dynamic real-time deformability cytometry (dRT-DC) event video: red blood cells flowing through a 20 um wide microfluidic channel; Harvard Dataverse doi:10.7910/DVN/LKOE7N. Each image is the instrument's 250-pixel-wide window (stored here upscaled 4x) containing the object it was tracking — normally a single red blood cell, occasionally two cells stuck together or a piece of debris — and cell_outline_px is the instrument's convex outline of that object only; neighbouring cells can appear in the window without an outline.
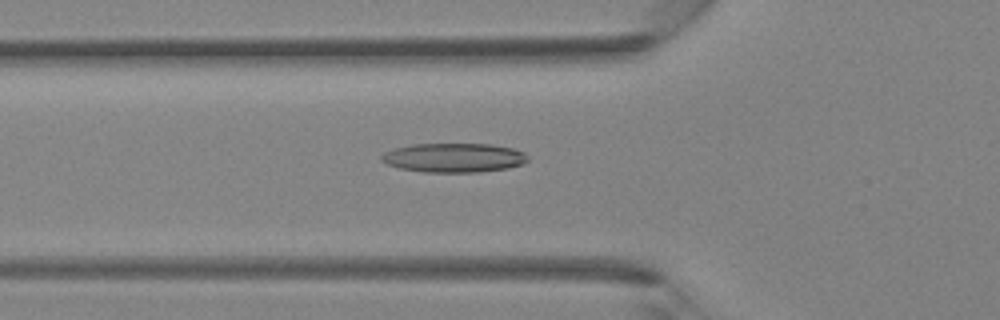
{"species": "Egyptian fruit bat (a non-hibernating species)", "species_latin": "Rousettus aegyptiacus", "temperature_condition": "room temperature", "stored_images_in_passage": 40, "camera_frame_rate_fps": 3000, "um_per_image_px": 0.085, "animal": {"sex": "female"}, "frame": {"image": 1, "passage_image": 14, "time_ms": 4.333, "image_size_px": [1000, 320], "cell_outline_px": [[528, 160], [524, 164], [508, 168], [480, 172], [424, 172], [400, 168], [388, 164], [380, 160], [380, 156], [384, 152], [396, 148], [412, 144], [492, 144], [512, 148], [524, 152], [528, 156]], "centroid_in_image_um": [38.6, 13.4], "position_along_channel_um": 87.2, "area_um2": 24.97}}
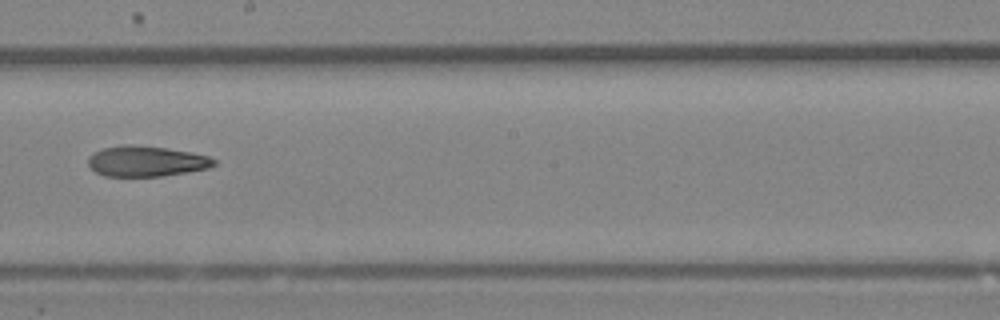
{"frame": {"image": 2, "passage_image": 23, "time_ms": 7.333, "image_size_px": [1000, 320], "cell_outline_px": [[216, 164], [208, 168], [160, 176], [104, 176], [96, 172], [88, 164], [88, 156], [104, 148], [128, 144], [164, 148], [188, 152], [208, 156], [216, 160]], "centroid_in_image_um": [12.41, 13.71], "position_along_channel_um": 235.8, "area_um2": 21.96}}
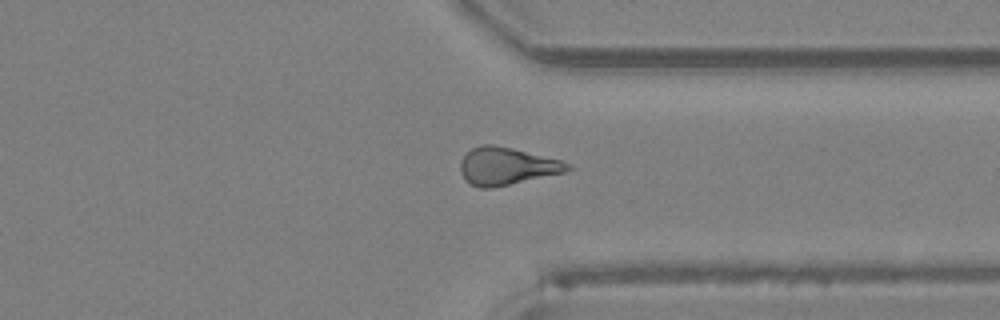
{"frame": {"image": 3, "passage_image": 31, "time_ms": 10.0, "image_size_px": [1000, 320], "cell_outline_px": [[572, 168], [564, 172], [492, 188], [480, 188], [464, 180], [460, 172], [460, 164], [464, 156], [472, 148], [480, 144], [492, 144], [512, 148], [560, 160], [572, 164]], "centroid_in_image_um": [43.05, 14.12], "position_along_channel_um": 368.4, "area_um2": 23.24}}